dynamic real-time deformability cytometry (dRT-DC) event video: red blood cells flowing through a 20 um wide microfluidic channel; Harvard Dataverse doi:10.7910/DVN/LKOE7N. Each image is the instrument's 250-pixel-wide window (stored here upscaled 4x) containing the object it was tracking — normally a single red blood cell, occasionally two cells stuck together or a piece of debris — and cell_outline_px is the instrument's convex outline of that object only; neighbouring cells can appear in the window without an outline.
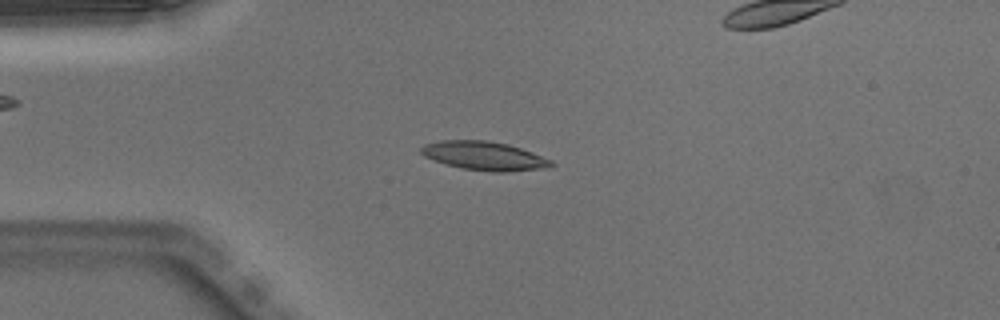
{"species": "Egyptian fruit bat (a non-hibernating species)", "species_latin": "Rousettus aegyptiacus", "temperature_condition": "warm", "stored_images_in_passage": 48, "segment_of_instrument_passage": [1, 2], "camera_frame_rate_fps": 3000, "um_per_image_px": 0.085, "animal": {"sex": "male"}, "frame": {"image": 1, "passage_image": 9, "time_ms": 2.667, "image_size_px": [1000, 320], "cell_outline_px": [[556, 164], [548, 168], [504, 172], [492, 172], [464, 168], [448, 164], [424, 156], [420, 152], [420, 148], [424, 144], [440, 140], [488, 140], [508, 144], [532, 152], [552, 160]], "centroid_in_image_um": [41.2, 13.24], "position_along_channel_um": 43.8, "area_um2": 21.73}}
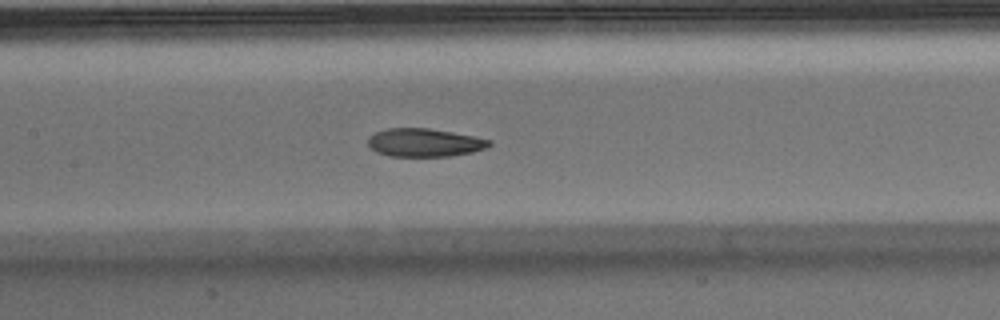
{"frame": {"image": 2, "passage_image": 20, "time_ms": 6.333, "image_size_px": [1000, 320], "cell_outline_px": [[492, 144], [484, 148], [472, 152], [452, 156], [388, 156], [376, 152], [368, 144], [368, 136], [376, 132], [388, 128], [428, 128], [476, 136], [492, 140]], "centroid_in_image_um": [36.09, 12.12], "position_along_channel_um": 171.3, "area_um2": 20.0}}
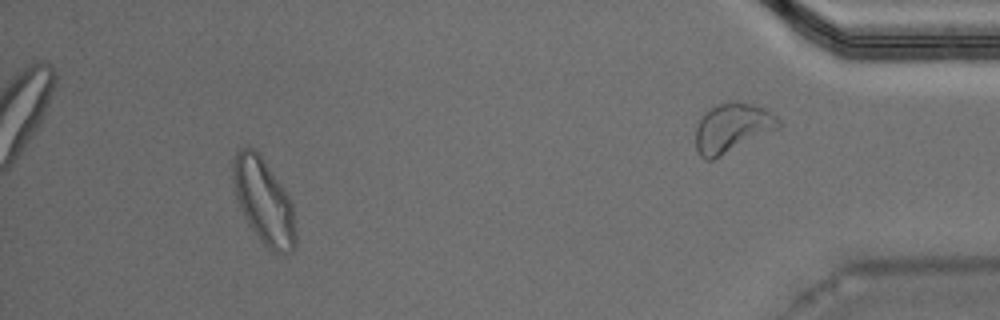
{"frame": {"image": 3, "passage_image": 43, "time_ms": 14.0, "image_size_px": [1000, 320], "cell_outline_px": [[296, 244], [292, 252], [276, 256], [260, 240], [248, 224], [240, 208], [236, 196], [232, 180], [232, 160], [236, 152], [240, 148], [252, 148], [260, 152], [284, 188], [292, 204], [296, 236]], "centroid_in_image_um": [22.42, 17.12], "position_along_channel_um": 412.8, "area_um2": 31.56}}